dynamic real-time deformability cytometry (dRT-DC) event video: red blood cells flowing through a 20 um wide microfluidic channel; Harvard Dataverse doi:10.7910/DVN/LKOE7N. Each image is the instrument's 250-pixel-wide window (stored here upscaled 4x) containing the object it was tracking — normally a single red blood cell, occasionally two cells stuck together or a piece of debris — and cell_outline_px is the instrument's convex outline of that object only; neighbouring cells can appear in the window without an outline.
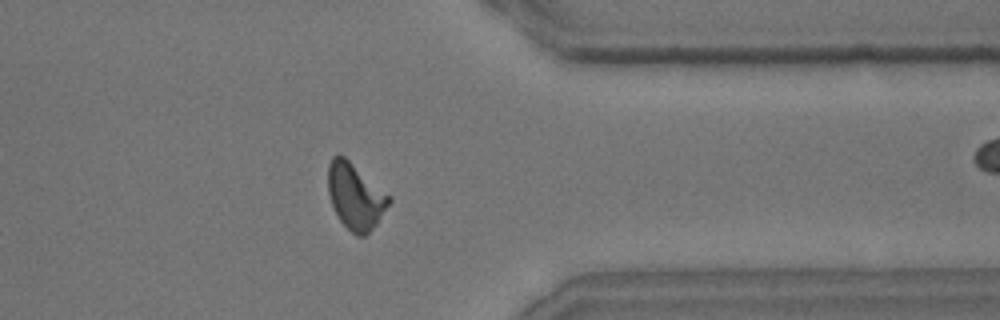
{"species": "common noctule bat (a hibernating species)", "species_latin": "Nyctalus noctula", "temperature_condition": "room temperature", "stored_images_in_passage": 38, "camera_frame_rate_fps": 3000, "um_per_image_px": 0.085, "animal": {"sex": "male", "body_mass_g": 15.6}, "frame": {"image": 1, "passage_image": 27, "time_ms": 8.667, "image_size_px": [1000, 320], "cell_outline_px": [[392, 200], [376, 224], [364, 236], [356, 236], [340, 220], [332, 204], [328, 192], [328, 164], [332, 156], [344, 156], [392, 196]], "centroid_in_image_um": [30.22, 16.67], "position_along_channel_um": 381.2, "area_um2": 23.24}, "authors_computed_cell_mechanics": {"area_um2": 22.4264, "velocity_mm_per_s": 4.0463, "shape_relaxation_time_tau1_ms": 3.7774, "shape_relaxation_time_tau2_ms": 1.8317, "deformation_change_tau1": 0.1493, "deformation_change_tau2": 0.095}}